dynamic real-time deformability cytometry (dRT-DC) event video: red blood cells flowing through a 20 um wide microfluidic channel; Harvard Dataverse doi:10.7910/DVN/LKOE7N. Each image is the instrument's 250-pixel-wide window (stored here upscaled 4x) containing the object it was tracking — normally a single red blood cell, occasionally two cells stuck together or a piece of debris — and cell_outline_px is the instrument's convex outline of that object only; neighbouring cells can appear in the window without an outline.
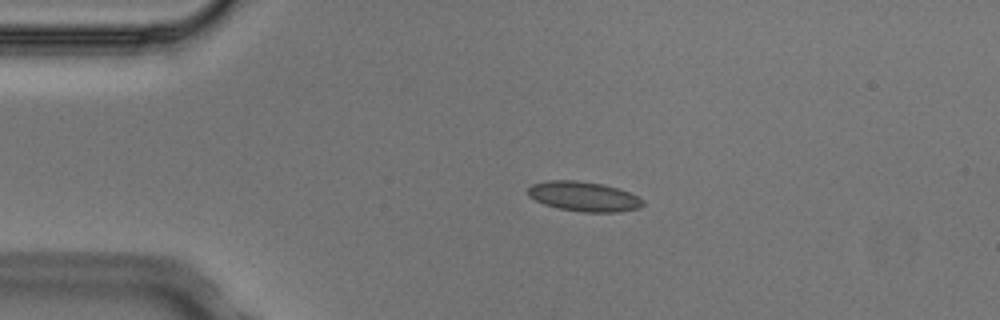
{"species": "Egyptian fruit bat (a non-hibernating species)", "species_latin": "Rousettus aegyptiacus", "temperature_condition": "cold", "stored_images_in_passage": 3, "camera_frame_rate_fps": 3000, "um_per_image_px": 0.085, "animal": {"sex": "male"}, "frame": {"image": 1, "passage_image": 2, "time_ms": 0.333, "image_size_px": [1000, 320], "cell_outline_px": [[644, 204], [640, 208], [616, 212], [584, 212], [560, 208], [544, 204], [528, 196], [528, 188], [532, 184], [548, 180], [576, 180], [604, 184], [620, 188], [644, 200]], "centroid_in_image_um": [49.63, 16.69], "position_along_channel_um": 35.4, "area_um2": 19.94}}